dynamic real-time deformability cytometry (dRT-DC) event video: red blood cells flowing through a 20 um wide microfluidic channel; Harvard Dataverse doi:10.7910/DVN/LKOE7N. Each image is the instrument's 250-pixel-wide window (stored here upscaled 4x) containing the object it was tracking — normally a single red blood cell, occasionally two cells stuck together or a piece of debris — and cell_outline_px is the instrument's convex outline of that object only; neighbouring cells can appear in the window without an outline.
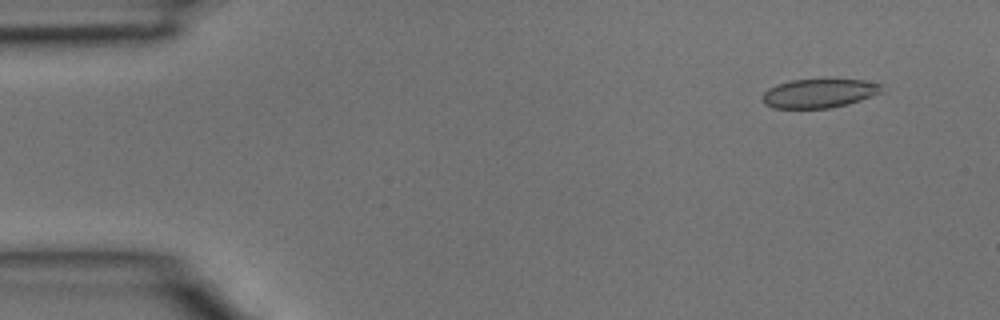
{"species": "common noctule bat (a hibernating species)", "species_latin": "Nyctalus noctula", "temperature_condition": "room temperature", "stored_images_in_passage": 4, "segment_of_instrument_passage": [1, 2], "camera_frame_rate_fps": 3000, "um_per_image_px": 0.085, "animal": {"sex": "male", "body_mass_g": 15.6}, "frame": {"image": 1, "passage_image": 1, "time_ms": 0.0, "image_size_px": [1000, 320], "cell_outline_px": [[884, 92], [848, 104], [828, 108], [772, 108], [764, 104], [764, 92], [768, 88], [776, 84], [792, 80], [824, 76], [828, 76], [864, 80], [884, 84]], "centroid_in_image_um": [69.7, 7.87], "position_along_channel_um": 15.3, "area_um2": 21.21}}
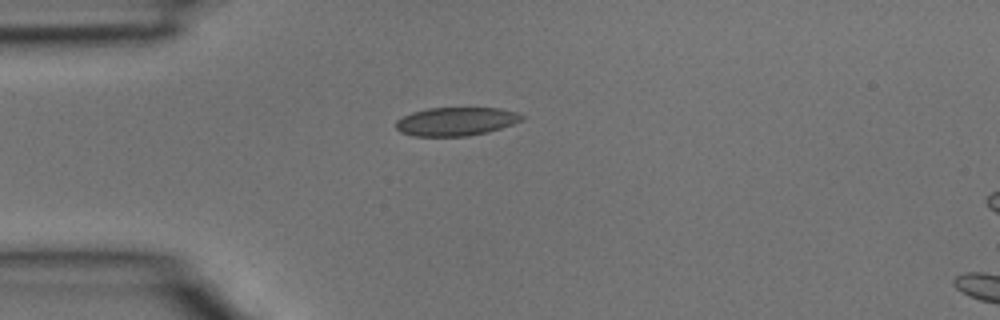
{"frame": {"image": 2, "passage_image": 3, "time_ms": 0.667, "image_size_px": [1000, 320], "cell_outline_px": [[524, 116], [520, 120], [512, 124], [488, 132], [468, 136], [412, 136], [400, 132], [396, 128], [396, 120], [412, 112], [428, 108], [500, 108], [516, 112]], "centroid_in_image_um": [38.73, 10.33], "position_along_channel_um": 46.3, "area_um2": 20.81}}